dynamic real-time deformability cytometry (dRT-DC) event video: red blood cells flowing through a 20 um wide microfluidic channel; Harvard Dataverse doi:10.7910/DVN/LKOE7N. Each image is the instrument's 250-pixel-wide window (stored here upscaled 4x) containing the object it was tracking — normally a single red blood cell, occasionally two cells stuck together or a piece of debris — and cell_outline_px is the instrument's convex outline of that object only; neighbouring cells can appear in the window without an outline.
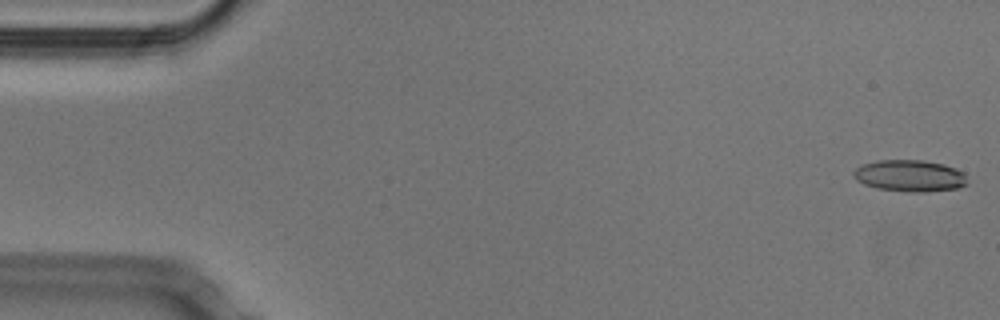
{"species": "Egyptian fruit bat (a non-hibernating species)", "species_latin": "Rousettus aegyptiacus", "temperature_condition": "cold", "stored_images_in_passage": 52, "camera_frame_rate_fps": 3000, "um_per_image_px": 0.085, "animal": {"sex": "male"}, "frame": {"image": 1, "passage_image": 1, "time_ms": 0.0, "image_size_px": [1000, 320], "cell_outline_px": [[968, 184], [956, 188], [924, 192], [912, 192], [876, 188], [864, 184], [856, 180], [852, 172], [856, 168], [864, 164], [880, 160], [924, 160], [944, 164], [956, 168], [964, 172]], "centroid_in_image_um": [77.35, 14.94], "position_along_channel_um": 7.7, "area_um2": 20.98}}
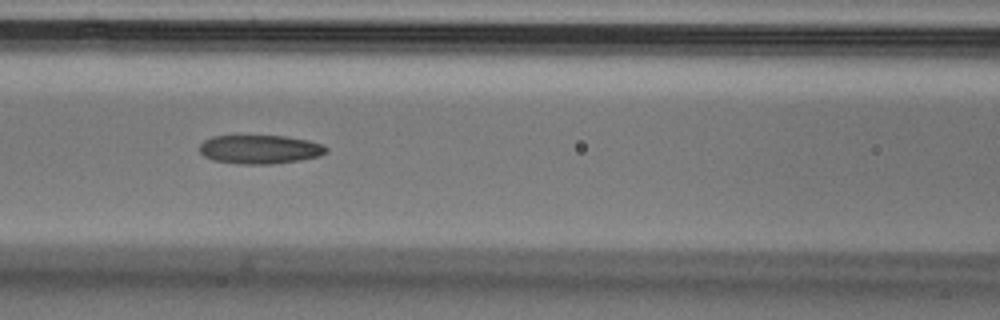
{"frame": {"image": 2, "passage_image": 22, "time_ms": 7.0, "image_size_px": [1000, 320], "cell_outline_px": [[328, 152], [320, 156], [300, 160], [272, 164], [240, 164], [212, 160], [204, 156], [200, 152], [200, 144], [204, 140], [212, 136], [236, 132], [288, 136], [308, 140], [324, 144], [328, 148]], "centroid_in_image_um": [22.06, 12.63], "position_along_channel_um": 144.5, "area_um2": 22.54}}
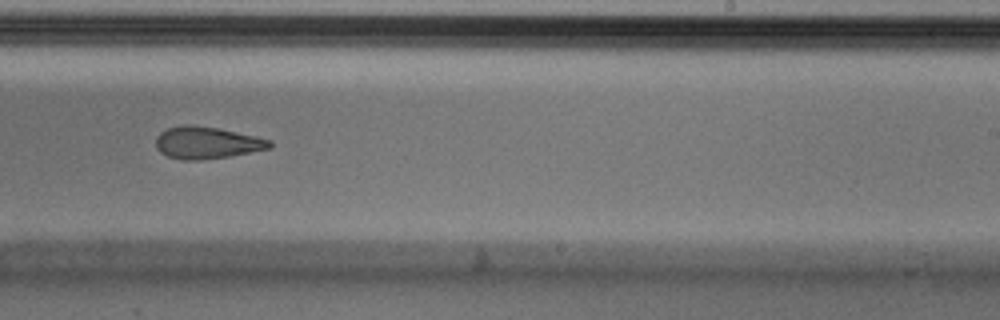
{"frame": {"image": 3, "passage_image": 32, "time_ms": 10.333, "image_size_px": [1000, 320], "cell_outline_px": [[272, 148], [228, 156], [200, 160], [180, 160], [168, 156], [160, 152], [156, 148], [156, 136], [160, 132], [168, 128], [184, 124], [192, 124], [216, 128], [256, 136], [272, 140]], "centroid_in_image_um": [17.56, 12.13], "position_along_channel_um": 271.4, "area_um2": 21.27}, "authors_computed_cell_mechanics": {"area_um2": 21.8484, "velocity_mm_per_s": 3.8136, "shape_relaxation_time_tau1_ms": null, "shape_relaxation_time_tau2_ms": 3.2005, "deformation_change_tau1": null, "deformation_change_tau2": 0.1181}}